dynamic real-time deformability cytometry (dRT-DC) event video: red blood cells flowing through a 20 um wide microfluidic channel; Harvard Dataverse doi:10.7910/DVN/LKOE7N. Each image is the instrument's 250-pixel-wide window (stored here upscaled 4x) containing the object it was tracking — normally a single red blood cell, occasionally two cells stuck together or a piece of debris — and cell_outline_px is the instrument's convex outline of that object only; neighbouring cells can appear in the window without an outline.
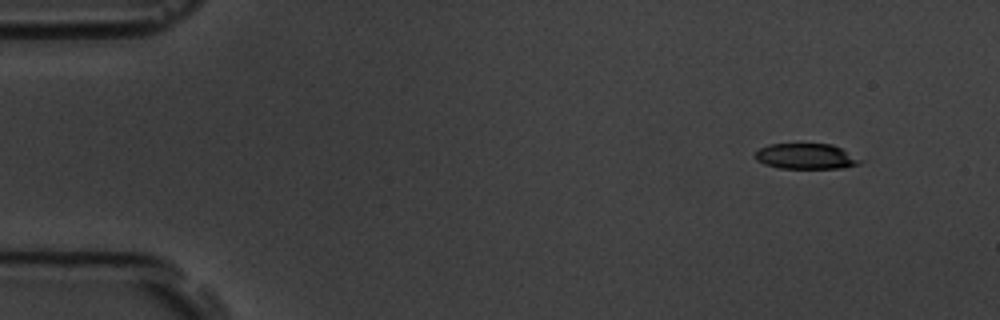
{"species": "common noctule bat (a hibernating species)", "species_latin": "Nyctalus noctula", "temperature_condition": "room temperature", "stored_images_in_passage": 55, "camera_frame_rate_fps": 3000, "um_per_image_px": 0.085, "animal": {"sex": "male", "body_mass_g": 19.5, "forearm_length_mm": 54.6}, "frame": {"image": 1, "passage_image": 5, "time_ms": 1.333, "image_size_px": [1000, 320], "cell_outline_px": [[864, 160], [860, 164], [844, 168], [780, 168], [764, 164], [756, 160], [756, 152], [760, 148], [768, 144], [832, 144]], "centroid_in_image_um": [68.53, 13.29], "position_along_channel_um": 16.5, "area_um2": 15.61}}
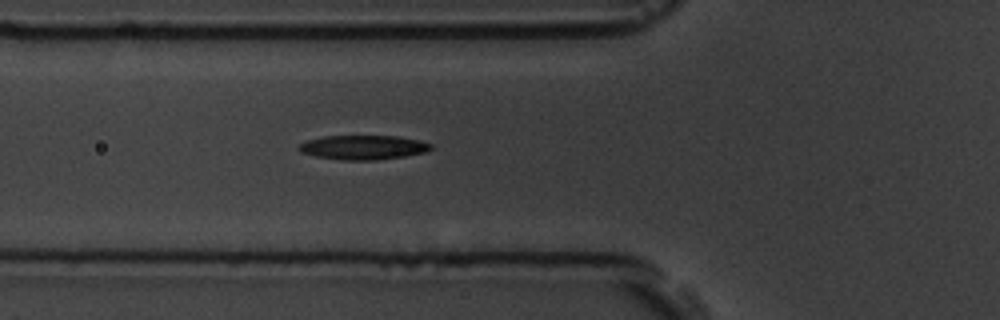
{"frame": {"image": 2, "passage_image": 20, "time_ms": 6.333, "image_size_px": [1000, 320], "cell_outline_px": [[432, 148], [424, 152], [404, 156], [376, 160], [344, 160], [316, 156], [300, 152], [296, 148], [300, 144], [308, 140], [324, 136], [396, 136], [420, 140], [432, 144]], "centroid_in_image_um": [30.86, 12.52], "position_along_channel_um": 94.9, "area_um2": 18.61}}
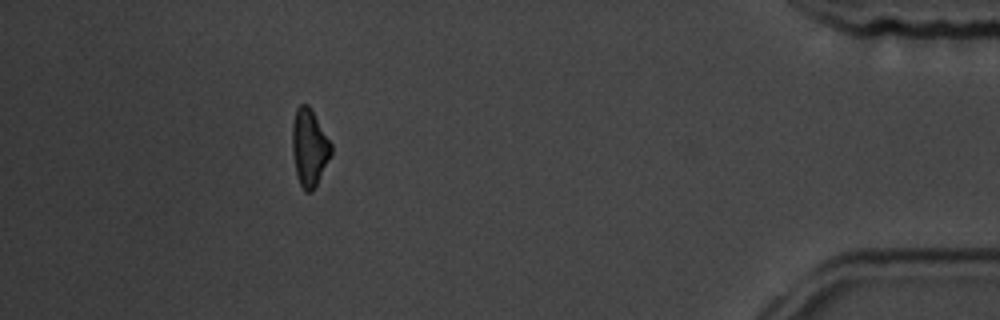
{"frame": {"image": 3, "passage_image": 50, "time_ms": 16.333, "image_size_px": [1000, 320], "cell_outline_px": [[332, 152], [312, 192], [304, 192], [300, 184], [296, 172], [292, 152], [292, 124], [296, 108], [300, 104], [308, 104], [312, 108], [332, 144]], "centroid_in_image_um": [26.28, 12.49], "position_along_channel_um": 408.9, "area_um2": 17.51}, "authors_computed_cell_mechanics": {"area_um2": 18.3804, "velocity_mm_per_s": 3.6871, "shape_relaxation_time_tau1_ms": 3.3215, "shape_relaxation_time_tau2_ms": 7.6789, "deformation_change_tau1": 0.1223, "deformation_change_tau2": 0.1516}}